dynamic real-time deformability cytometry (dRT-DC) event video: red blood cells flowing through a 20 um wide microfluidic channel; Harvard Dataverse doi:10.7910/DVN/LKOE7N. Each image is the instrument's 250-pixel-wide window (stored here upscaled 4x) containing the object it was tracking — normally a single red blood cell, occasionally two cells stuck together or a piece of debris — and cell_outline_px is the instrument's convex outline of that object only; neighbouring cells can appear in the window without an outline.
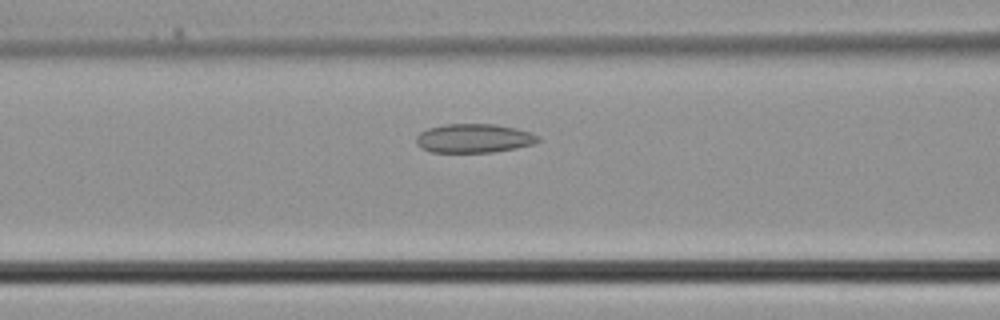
{"species": "common noctule bat (a hibernating species)", "species_latin": "Nyctalus noctula", "temperature_condition": "cold", "stored_images_in_passage": 34, "camera_frame_rate_fps": 3000, "um_per_image_px": 0.085, "animal": {"sex": "male", "body_mass_g": 21.5, "forearm_length_mm": 52.0}, "frame": {"image": 1, "passage_image": 12, "time_ms": 3.667, "image_size_px": [1000, 320], "cell_outline_px": [[540, 140], [536, 144], [516, 148], [492, 152], [432, 152], [416, 144], [416, 136], [420, 132], [428, 128], [444, 124], [496, 124], [516, 128], [532, 132], [540, 136]], "centroid_in_image_um": [40.33, 11.75], "position_along_channel_um": 126.3, "area_um2": 20.69}}
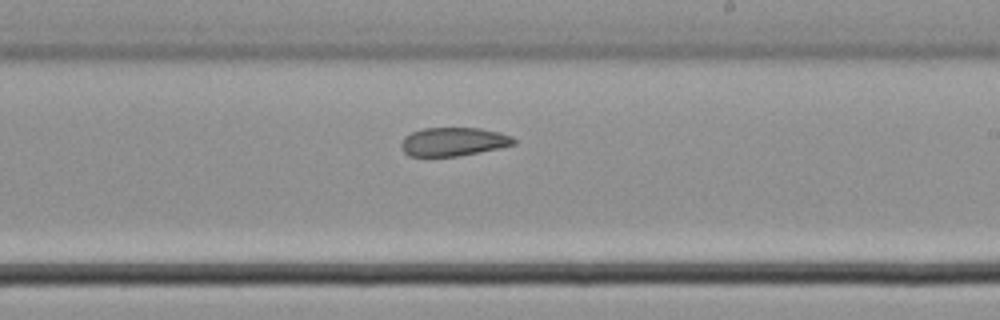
{"frame": {"image": 2, "passage_image": 19, "time_ms": 6.0, "image_size_px": [1000, 320], "cell_outline_px": [[516, 144], [500, 148], [456, 156], [408, 156], [400, 148], [400, 144], [404, 136], [412, 132], [424, 128], [480, 128], [500, 132], [512, 136], [516, 140]], "centroid_in_image_um": [38.53, 12.04], "position_along_channel_um": 250.5, "area_um2": 18.84}}
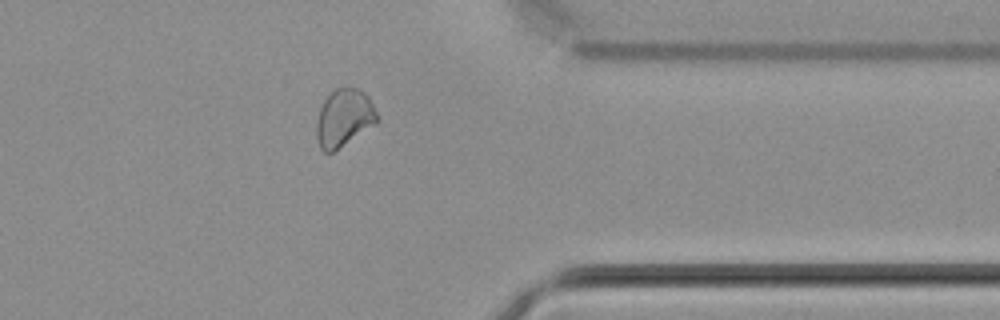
{"frame": {"image": 3, "passage_image": 27, "time_ms": 8.667, "image_size_px": [1000, 320], "cell_outline_px": [[380, 120], [376, 124], [332, 152], [324, 152], [320, 148], [316, 136], [316, 124], [320, 108], [324, 100], [336, 88], [348, 84], [360, 88], [368, 96]], "centroid_in_image_um": [29.25, 9.98], "position_along_channel_um": 382.1, "area_um2": 20.52}}